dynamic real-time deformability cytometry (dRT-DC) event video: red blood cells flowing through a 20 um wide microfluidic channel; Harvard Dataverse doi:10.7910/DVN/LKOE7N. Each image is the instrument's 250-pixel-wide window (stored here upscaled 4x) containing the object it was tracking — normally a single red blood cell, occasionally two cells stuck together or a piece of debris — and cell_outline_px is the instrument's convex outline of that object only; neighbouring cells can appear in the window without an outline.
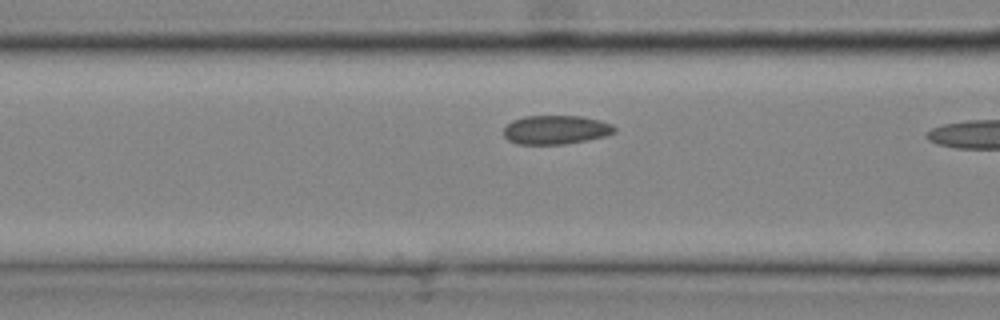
{"species": "common noctule bat (a hibernating species)", "species_latin": "Nyctalus noctula", "temperature_condition": "cold", "stored_images_in_passage": 11, "camera_frame_rate_fps": 3000, "um_per_image_px": 0.085, "animal": {"sex": "male", "body_mass_g": 20.4}, "frame": {"image": 1, "passage_image": 10, "time_ms": 3.0, "image_size_px": [1000, 320], "cell_outline_px": [[616, 132], [608, 136], [588, 140], [564, 144], [516, 144], [508, 140], [504, 136], [504, 128], [512, 120], [524, 116], [580, 116], [600, 120], [612, 124], [616, 128]], "centroid_in_image_um": [47.27, 11.03], "position_along_channel_um": 119.3, "area_um2": 18.84}}